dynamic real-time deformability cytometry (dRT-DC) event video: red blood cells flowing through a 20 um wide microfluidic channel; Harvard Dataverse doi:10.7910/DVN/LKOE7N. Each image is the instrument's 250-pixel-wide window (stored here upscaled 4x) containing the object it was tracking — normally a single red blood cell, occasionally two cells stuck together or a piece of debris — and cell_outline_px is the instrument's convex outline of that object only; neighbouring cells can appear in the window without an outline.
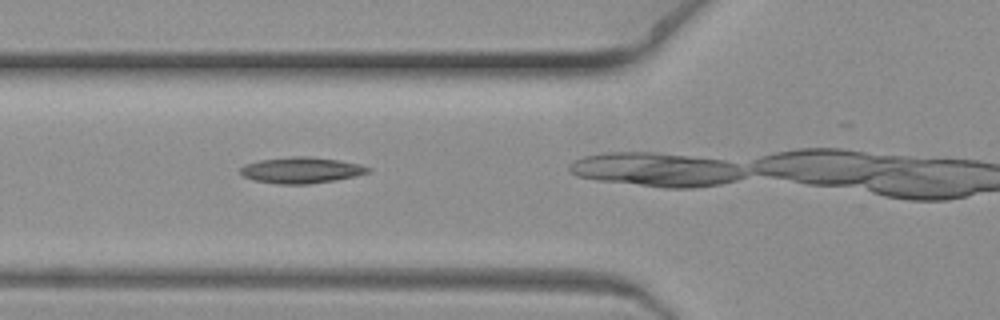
{"species": "common noctule bat (a hibernating species)", "species_latin": "Nyctalus noctula", "temperature_condition": "warm", "stored_images_in_passage": 3, "camera_frame_rate_fps": 3000, "um_per_image_px": 0.085, "animal": {"sex": "female", "body_mass_g": 19.3, "forearm_length_mm": 54.1}, "frame": {"image": 1, "passage_image": 2, "time_ms": 0.333, "image_size_px": [1000, 320], "cell_outline_px": [[372, 168], [368, 172], [356, 176], [336, 180], [308, 184], [276, 184], [252, 180], [244, 176], [240, 172], [240, 168], [244, 164], [260, 160], [292, 156], [308, 156], [340, 160], [360, 164]], "centroid_in_image_um": [25.6, 14.46], "position_along_channel_um": 100.2, "area_um2": 19.54}}